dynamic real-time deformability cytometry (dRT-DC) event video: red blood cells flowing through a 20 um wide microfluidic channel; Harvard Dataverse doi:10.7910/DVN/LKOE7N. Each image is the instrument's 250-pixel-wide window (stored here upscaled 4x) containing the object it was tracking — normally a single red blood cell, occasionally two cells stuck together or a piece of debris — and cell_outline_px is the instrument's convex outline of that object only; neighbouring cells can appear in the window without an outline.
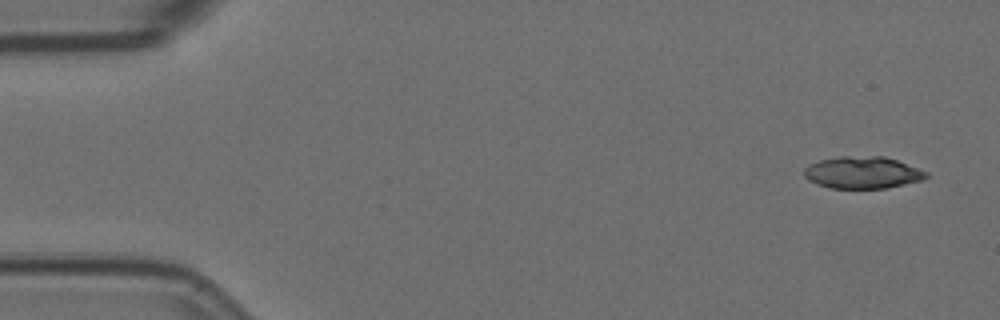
{"species": "Egyptian fruit bat (a non-hibernating species)", "species_latin": "Rousettus aegyptiacus", "temperature_condition": "room temperature", "stored_images_in_passage": 5, "camera_frame_rate_fps": 3000, "um_per_image_px": 0.085, "animal": {"sex": "female"}, "frame": {"image": 1, "passage_image": 1, "time_ms": 0.0, "image_size_px": [1000, 320], "cell_outline_px": [[928, 176], [924, 180], [884, 188], [832, 188], [816, 184], [808, 180], [804, 176], [804, 168], [808, 164], [820, 160], [840, 156], [884, 156], [896, 160], [928, 172]], "centroid_in_image_um": [73.29, 14.66], "position_along_channel_um": 11.7, "area_um2": 22.77}}
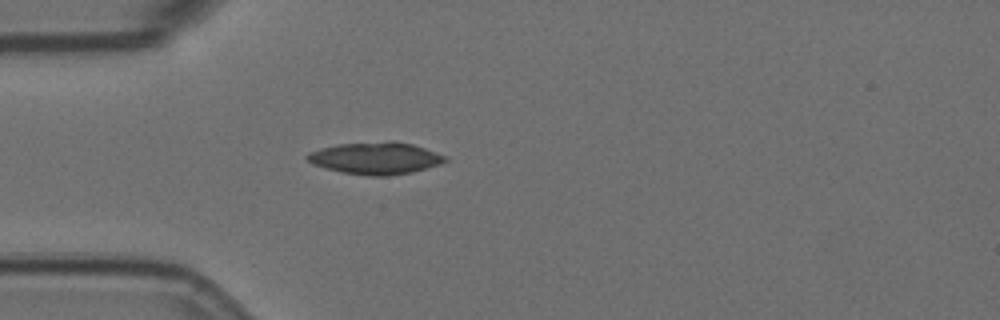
{"frame": {"image": 2, "passage_image": 5, "time_ms": 1.333, "image_size_px": [1000, 320], "cell_outline_px": [[448, 160], [440, 164], [412, 172], [384, 176], [372, 176], [344, 172], [324, 168], [312, 164], [304, 156], [308, 152], [320, 148], [340, 144], [388, 140], [392, 140], [412, 144], [448, 156]], "centroid_in_image_um": [31.92, 13.43], "position_along_channel_um": 53.1, "area_um2": 25.84}}